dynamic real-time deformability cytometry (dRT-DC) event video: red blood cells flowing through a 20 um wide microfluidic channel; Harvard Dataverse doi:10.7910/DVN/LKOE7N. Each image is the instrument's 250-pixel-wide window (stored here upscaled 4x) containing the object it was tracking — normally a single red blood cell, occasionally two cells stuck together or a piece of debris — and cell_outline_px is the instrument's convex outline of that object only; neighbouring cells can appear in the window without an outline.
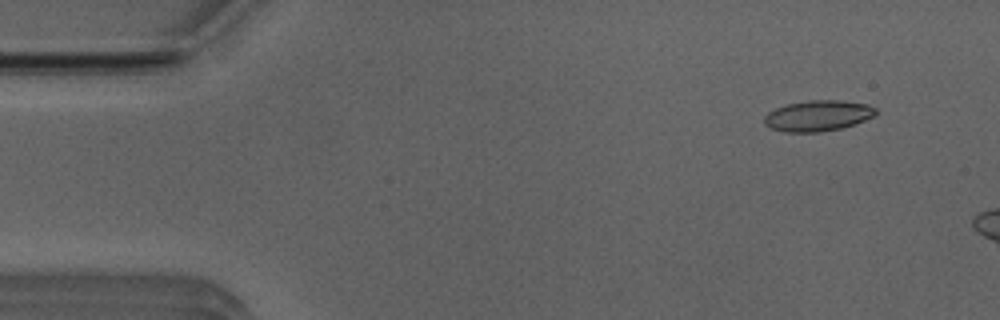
{"species": "Egyptian fruit bat (a non-hibernating species)", "species_latin": "Rousettus aegyptiacus", "temperature_condition": "room temperature", "stored_images_in_passage": 11, "camera_frame_rate_fps": 3000, "um_per_image_px": 0.085, "animal": {"sex": "male"}, "frame": {"image": 1, "passage_image": 5, "time_ms": 1.333, "image_size_px": [1000, 320], "cell_outline_px": [[880, 112], [876, 116], [840, 128], [820, 132], [784, 132], [772, 128], [764, 124], [764, 116], [768, 112], [776, 108], [788, 104], [808, 100], [840, 100], [868, 104], [876, 108]], "centroid_in_image_um": [69.55, 9.83], "position_along_channel_um": 15.5, "area_um2": 20.06}}